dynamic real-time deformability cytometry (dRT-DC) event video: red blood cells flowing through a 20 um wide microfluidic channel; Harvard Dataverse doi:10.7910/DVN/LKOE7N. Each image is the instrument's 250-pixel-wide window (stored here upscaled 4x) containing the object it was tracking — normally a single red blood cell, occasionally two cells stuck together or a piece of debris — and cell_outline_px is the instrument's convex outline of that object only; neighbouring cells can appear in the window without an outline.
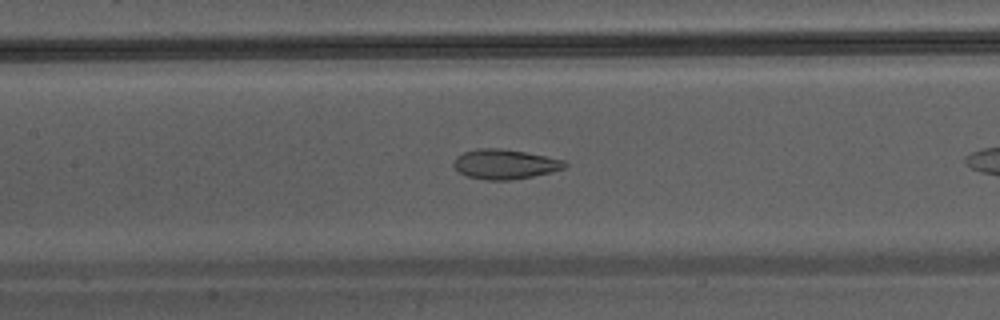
{"species": "Egyptian fruit bat (a non-hibernating species)", "species_latin": "Rousettus aegyptiacus", "temperature_condition": "warm", "stored_images_in_passage": 21, "camera_frame_rate_fps": 3000, "um_per_image_px": 0.085, "animal": {"sex": "male"}, "frame": {"image": 1, "passage_image": 7, "time_ms": 2.0, "image_size_px": [1000, 320], "cell_outline_px": [[568, 164], [564, 168], [552, 172], [512, 180], [488, 180], [468, 176], [460, 172], [452, 164], [456, 156], [464, 152], [480, 148], [500, 148], [524, 152], [564, 160]], "centroid_in_image_um": [42.91, 13.95], "position_along_channel_um": 164.5, "area_um2": 19.07}}
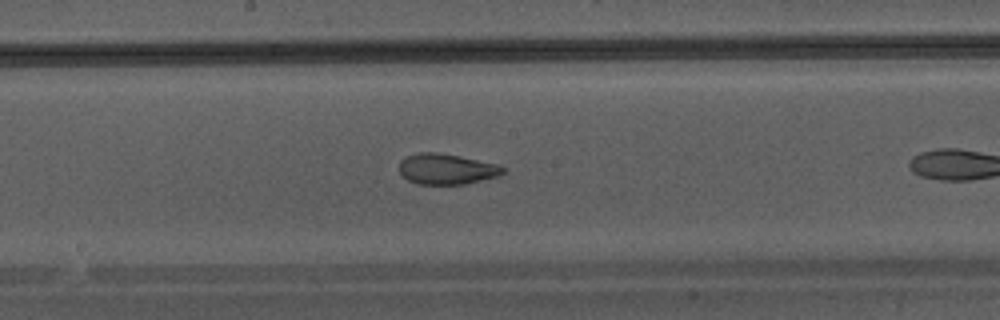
{"frame": {"image": 2, "passage_image": 10, "time_ms": 3.0, "image_size_px": [1000, 320], "cell_outline_px": [[504, 172], [500, 176], [464, 184], [416, 184], [408, 180], [400, 172], [400, 160], [408, 156], [420, 152], [436, 152], [460, 156], [500, 164], [504, 168]], "centroid_in_image_um": [37.99, 14.37], "position_along_channel_um": 210.2, "area_um2": 18.55}}
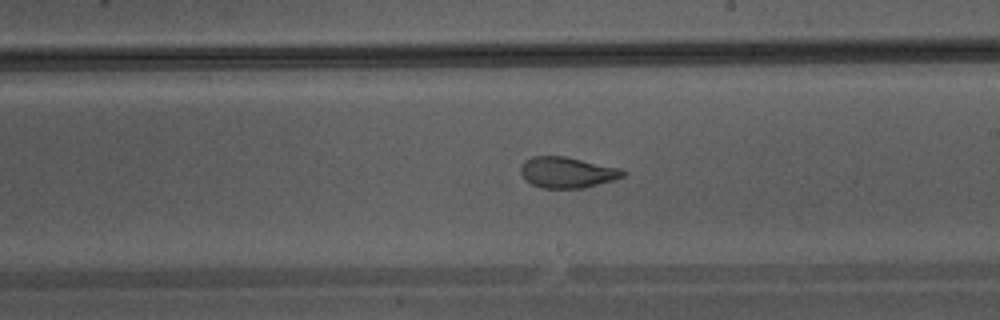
{"frame": {"image": 3, "passage_image": 12, "time_ms": 3.667, "image_size_px": [1000, 320], "cell_outline_px": [[624, 176], [616, 180], [584, 188], [540, 188], [532, 184], [520, 172], [520, 164], [524, 160], [532, 156], [564, 156], [620, 168], [624, 172]], "centroid_in_image_um": [48.2, 14.65], "position_along_channel_um": 240.8, "area_um2": 18.44}}